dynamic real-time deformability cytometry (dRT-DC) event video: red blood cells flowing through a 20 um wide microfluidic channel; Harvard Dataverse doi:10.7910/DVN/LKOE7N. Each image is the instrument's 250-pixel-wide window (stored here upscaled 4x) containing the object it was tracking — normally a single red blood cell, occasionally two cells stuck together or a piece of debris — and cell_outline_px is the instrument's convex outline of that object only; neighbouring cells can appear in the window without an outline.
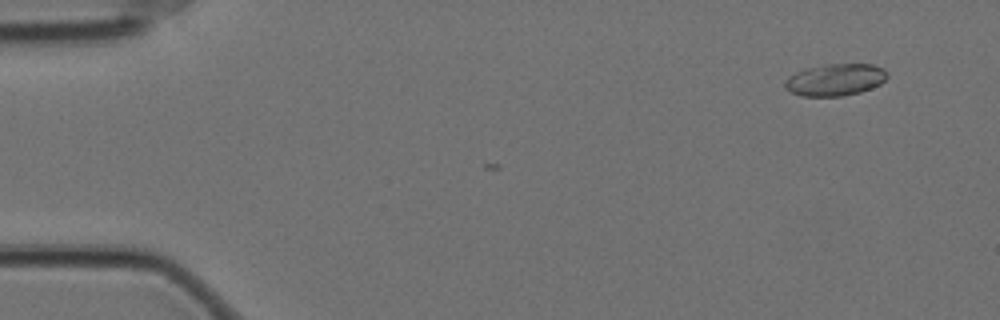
{"species": "Egyptian fruit bat (a non-hibernating species)", "species_latin": "Rousettus aegyptiacus", "temperature_condition": "cold", "stored_images_in_passage": 5, "camera_frame_rate_fps": 3000, "um_per_image_px": 0.085, "animal": {"sex": "female"}, "frame": {"image": 1, "passage_image": 1, "time_ms": 0.0, "image_size_px": [1000, 320], "cell_outline_px": [[888, 76], [880, 84], [872, 88], [860, 92], [844, 96], [800, 96], [784, 88], [784, 80], [788, 76], [796, 72], [808, 68], [824, 64], [872, 64], [884, 68], [888, 72]], "centroid_in_image_um": [71.0, 6.78], "position_along_channel_um": 14.0, "area_um2": 19.25}}